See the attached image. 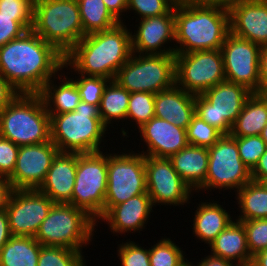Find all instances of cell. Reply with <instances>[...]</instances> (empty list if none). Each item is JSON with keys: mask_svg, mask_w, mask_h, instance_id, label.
<instances>
[{"mask_svg": "<svg viewBox=\"0 0 267 266\" xmlns=\"http://www.w3.org/2000/svg\"><path fill=\"white\" fill-rule=\"evenodd\" d=\"M260 93L267 94V45H263L259 61Z\"/></svg>", "mask_w": 267, "mask_h": 266, "instance_id": "obj_46", "label": "cell"}, {"mask_svg": "<svg viewBox=\"0 0 267 266\" xmlns=\"http://www.w3.org/2000/svg\"><path fill=\"white\" fill-rule=\"evenodd\" d=\"M54 204L37 189L13 190L5 209L12 236L35 237Z\"/></svg>", "mask_w": 267, "mask_h": 266, "instance_id": "obj_15", "label": "cell"}, {"mask_svg": "<svg viewBox=\"0 0 267 266\" xmlns=\"http://www.w3.org/2000/svg\"><path fill=\"white\" fill-rule=\"evenodd\" d=\"M182 266H192V264L190 262H188V260H187V262Z\"/></svg>", "mask_w": 267, "mask_h": 266, "instance_id": "obj_56", "label": "cell"}, {"mask_svg": "<svg viewBox=\"0 0 267 266\" xmlns=\"http://www.w3.org/2000/svg\"><path fill=\"white\" fill-rule=\"evenodd\" d=\"M41 244L28 236H12L0 250V266H37Z\"/></svg>", "mask_w": 267, "mask_h": 266, "instance_id": "obj_29", "label": "cell"}, {"mask_svg": "<svg viewBox=\"0 0 267 266\" xmlns=\"http://www.w3.org/2000/svg\"><path fill=\"white\" fill-rule=\"evenodd\" d=\"M64 57L31 29L0 47V74L18 93L39 94Z\"/></svg>", "mask_w": 267, "mask_h": 266, "instance_id": "obj_1", "label": "cell"}, {"mask_svg": "<svg viewBox=\"0 0 267 266\" xmlns=\"http://www.w3.org/2000/svg\"><path fill=\"white\" fill-rule=\"evenodd\" d=\"M236 266H253L252 263H248V264H243V265H236Z\"/></svg>", "mask_w": 267, "mask_h": 266, "instance_id": "obj_55", "label": "cell"}, {"mask_svg": "<svg viewBox=\"0 0 267 266\" xmlns=\"http://www.w3.org/2000/svg\"><path fill=\"white\" fill-rule=\"evenodd\" d=\"M83 37L95 32L112 29L120 22L110 13L103 0H77Z\"/></svg>", "mask_w": 267, "mask_h": 266, "instance_id": "obj_31", "label": "cell"}, {"mask_svg": "<svg viewBox=\"0 0 267 266\" xmlns=\"http://www.w3.org/2000/svg\"><path fill=\"white\" fill-rule=\"evenodd\" d=\"M35 0H0V13L7 16H15L27 30L33 25Z\"/></svg>", "mask_w": 267, "mask_h": 266, "instance_id": "obj_39", "label": "cell"}, {"mask_svg": "<svg viewBox=\"0 0 267 266\" xmlns=\"http://www.w3.org/2000/svg\"><path fill=\"white\" fill-rule=\"evenodd\" d=\"M152 207L151 198L146 192L112 206L100 219L108 222L113 233L138 231L145 227Z\"/></svg>", "mask_w": 267, "mask_h": 266, "instance_id": "obj_22", "label": "cell"}, {"mask_svg": "<svg viewBox=\"0 0 267 266\" xmlns=\"http://www.w3.org/2000/svg\"><path fill=\"white\" fill-rule=\"evenodd\" d=\"M18 92L0 74V112L17 96Z\"/></svg>", "mask_w": 267, "mask_h": 266, "instance_id": "obj_45", "label": "cell"}, {"mask_svg": "<svg viewBox=\"0 0 267 266\" xmlns=\"http://www.w3.org/2000/svg\"><path fill=\"white\" fill-rule=\"evenodd\" d=\"M19 146L0 136V176L9 178L15 169Z\"/></svg>", "mask_w": 267, "mask_h": 266, "instance_id": "obj_43", "label": "cell"}, {"mask_svg": "<svg viewBox=\"0 0 267 266\" xmlns=\"http://www.w3.org/2000/svg\"><path fill=\"white\" fill-rule=\"evenodd\" d=\"M239 222L245 228L247 246L252 257L267 248V219Z\"/></svg>", "mask_w": 267, "mask_h": 266, "instance_id": "obj_40", "label": "cell"}, {"mask_svg": "<svg viewBox=\"0 0 267 266\" xmlns=\"http://www.w3.org/2000/svg\"><path fill=\"white\" fill-rule=\"evenodd\" d=\"M118 256L122 266H151L149 250L132 241L120 244Z\"/></svg>", "mask_w": 267, "mask_h": 266, "instance_id": "obj_42", "label": "cell"}, {"mask_svg": "<svg viewBox=\"0 0 267 266\" xmlns=\"http://www.w3.org/2000/svg\"><path fill=\"white\" fill-rule=\"evenodd\" d=\"M76 170L77 153L59 152L37 190L54 203L68 204L72 198Z\"/></svg>", "mask_w": 267, "mask_h": 266, "instance_id": "obj_21", "label": "cell"}, {"mask_svg": "<svg viewBox=\"0 0 267 266\" xmlns=\"http://www.w3.org/2000/svg\"><path fill=\"white\" fill-rule=\"evenodd\" d=\"M49 115L51 141L60 152H100L107 126L101 120L99 106L80 101L75 111Z\"/></svg>", "mask_w": 267, "mask_h": 266, "instance_id": "obj_4", "label": "cell"}, {"mask_svg": "<svg viewBox=\"0 0 267 266\" xmlns=\"http://www.w3.org/2000/svg\"><path fill=\"white\" fill-rule=\"evenodd\" d=\"M186 131L189 145L204 148L212 147L223 135L218 129L210 126L196 114L192 117Z\"/></svg>", "mask_w": 267, "mask_h": 266, "instance_id": "obj_36", "label": "cell"}, {"mask_svg": "<svg viewBox=\"0 0 267 266\" xmlns=\"http://www.w3.org/2000/svg\"><path fill=\"white\" fill-rule=\"evenodd\" d=\"M267 124V94L252 93L232 125V137L260 135Z\"/></svg>", "mask_w": 267, "mask_h": 266, "instance_id": "obj_26", "label": "cell"}, {"mask_svg": "<svg viewBox=\"0 0 267 266\" xmlns=\"http://www.w3.org/2000/svg\"><path fill=\"white\" fill-rule=\"evenodd\" d=\"M147 192L145 156L139 153L107 155V193L104 214L115 205Z\"/></svg>", "mask_w": 267, "mask_h": 266, "instance_id": "obj_11", "label": "cell"}, {"mask_svg": "<svg viewBox=\"0 0 267 266\" xmlns=\"http://www.w3.org/2000/svg\"><path fill=\"white\" fill-rule=\"evenodd\" d=\"M169 159L177 174L191 189L199 190L205 184L209 161L208 148L188 145Z\"/></svg>", "mask_w": 267, "mask_h": 266, "instance_id": "obj_24", "label": "cell"}, {"mask_svg": "<svg viewBox=\"0 0 267 266\" xmlns=\"http://www.w3.org/2000/svg\"><path fill=\"white\" fill-rule=\"evenodd\" d=\"M0 136L17 146L51 141L50 115L40 94H17L0 112Z\"/></svg>", "mask_w": 267, "mask_h": 266, "instance_id": "obj_5", "label": "cell"}, {"mask_svg": "<svg viewBox=\"0 0 267 266\" xmlns=\"http://www.w3.org/2000/svg\"><path fill=\"white\" fill-rule=\"evenodd\" d=\"M251 94L243 85L222 81L203 94L195 95V114L223 135H229Z\"/></svg>", "mask_w": 267, "mask_h": 266, "instance_id": "obj_10", "label": "cell"}, {"mask_svg": "<svg viewBox=\"0 0 267 266\" xmlns=\"http://www.w3.org/2000/svg\"><path fill=\"white\" fill-rule=\"evenodd\" d=\"M208 152L206 182L199 190L236 188L237 191L252 180L251 170L240 158L235 137L222 135Z\"/></svg>", "mask_w": 267, "mask_h": 266, "instance_id": "obj_13", "label": "cell"}, {"mask_svg": "<svg viewBox=\"0 0 267 266\" xmlns=\"http://www.w3.org/2000/svg\"><path fill=\"white\" fill-rule=\"evenodd\" d=\"M228 10L232 34L260 46L267 45V0H244Z\"/></svg>", "mask_w": 267, "mask_h": 266, "instance_id": "obj_19", "label": "cell"}, {"mask_svg": "<svg viewBox=\"0 0 267 266\" xmlns=\"http://www.w3.org/2000/svg\"><path fill=\"white\" fill-rule=\"evenodd\" d=\"M12 237L7 212H0V250Z\"/></svg>", "mask_w": 267, "mask_h": 266, "instance_id": "obj_50", "label": "cell"}, {"mask_svg": "<svg viewBox=\"0 0 267 266\" xmlns=\"http://www.w3.org/2000/svg\"><path fill=\"white\" fill-rule=\"evenodd\" d=\"M175 53L221 49L230 33L227 7L195 0H178L174 5Z\"/></svg>", "mask_w": 267, "mask_h": 266, "instance_id": "obj_3", "label": "cell"}, {"mask_svg": "<svg viewBox=\"0 0 267 266\" xmlns=\"http://www.w3.org/2000/svg\"><path fill=\"white\" fill-rule=\"evenodd\" d=\"M211 254L238 265L252 263L246 231L239 221H232L210 244ZM234 261V262H233Z\"/></svg>", "mask_w": 267, "mask_h": 266, "instance_id": "obj_25", "label": "cell"}, {"mask_svg": "<svg viewBox=\"0 0 267 266\" xmlns=\"http://www.w3.org/2000/svg\"><path fill=\"white\" fill-rule=\"evenodd\" d=\"M241 215L236 221L267 219V182L251 180L237 190Z\"/></svg>", "mask_w": 267, "mask_h": 266, "instance_id": "obj_30", "label": "cell"}, {"mask_svg": "<svg viewBox=\"0 0 267 266\" xmlns=\"http://www.w3.org/2000/svg\"><path fill=\"white\" fill-rule=\"evenodd\" d=\"M237 263H232L228 260H225L221 257L208 255L203 260H200L197 266H236Z\"/></svg>", "mask_w": 267, "mask_h": 266, "instance_id": "obj_51", "label": "cell"}, {"mask_svg": "<svg viewBox=\"0 0 267 266\" xmlns=\"http://www.w3.org/2000/svg\"><path fill=\"white\" fill-rule=\"evenodd\" d=\"M175 41L174 6L164 15L142 18L136 34L131 35L132 53L142 55L175 54V48L160 49L168 41ZM145 52V53H144Z\"/></svg>", "mask_w": 267, "mask_h": 266, "instance_id": "obj_18", "label": "cell"}, {"mask_svg": "<svg viewBox=\"0 0 267 266\" xmlns=\"http://www.w3.org/2000/svg\"><path fill=\"white\" fill-rule=\"evenodd\" d=\"M206 4L220 5L229 8L231 5L242 2L244 0H195Z\"/></svg>", "mask_w": 267, "mask_h": 266, "instance_id": "obj_53", "label": "cell"}, {"mask_svg": "<svg viewBox=\"0 0 267 266\" xmlns=\"http://www.w3.org/2000/svg\"><path fill=\"white\" fill-rule=\"evenodd\" d=\"M225 80L220 49L175 53V84L186 92L201 95Z\"/></svg>", "mask_w": 267, "mask_h": 266, "instance_id": "obj_12", "label": "cell"}, {"mask_svg": "<svg viewBox=\"0 0 267 266\" xmlns=\"http://www.w3.org/2000/svg\"><path fill=\"white\" fill-rule=\"evenodd\" d=\"M252 265L267 266V248L253 256Z\"/></svg>", "mask_w": 267, "mask_h": 266, "instance_id": "obj_52", "label": "cell"}, {"mask_svg": "<svg viewBox=\"0 0 267 266\" xmlns=\"http://www.w3.org/2000/svg\"><path fill=\"white\" fill-rule=\"evenodd\" d=\"M108 83L104 88L99 105L101 120L107 127L113 119H126L130 97V92L115 80H110Z\"/></svg>", "mask_w": 267, "mask_h": 266, "instance_id": "obj_32", "label": "cell"}, {"mask_svg": "<svg viewBox=\"0 0 267 266\" xmlns=\"http://www.w3.org/2000/svg\"><path fill=\"white\" fill-rule=\"evenodd\" d=\"M178 0H128L127 10L136 11L142 18L156 17L166 14Z\"/></svg>", "mask_w": 267, "mask_h": 266, "instance_id": "obj_41", "label": "cell"}, {"mask_svg": "<svg viewBox=\"0 0 267 266\" xmlns=\"http://www.w3.org/2000/svg\"><path fill=\"white\" fill-rule=\"evenodd\" d=\"M155 94L150 92L130 93L127 118L135 120L138 128H141L150 119L155 117L154 111Z\"/></svg>", "mask_w": 267, "mask_h": 266, "instance_id": "obj_35", "label": "cell"}, {"mask_svg": "<svg viewBox=\"0 0 267 266\" xmlns=\"http://www.w3.org/2000/svg\"><path fill=\"white\" fill-rule=\"evenodd\" d=\"M139 132L148 146L147 153L141 152L144 156L170 158L189 145L186 129L157 117L145 123Z\"/></svg>", "mask_w": 267, "mask_h": 266, "instance_id": "obj_20", "label": "cell"}, {"mask_svg": "<svg viewBox=\"0 0 267 266\" xmlns=\"http://www.w3.org/2000/svg\"><path fill=\"white\" fill-rule=\"evenodd\" d=\"M123 22L112 29L85 35L64 57L76 73L114 80L132 54V32ZM67 65V66H66Z\"/></svg>", "mask_w": 267, "mask_h": 266, "instance_id": "obj_2", "label": "cell"}, {"mask_svg": "<svg viewBox=\"0 0 267 266\" xmlns=\"http://www.w3.org/2000/svg\"><path fill=\"white\" fill-rule=\"evenodd\" d=\"M238 152L243 163L252 170L264 154L266 144L260 135L235 137Z\"/></svg>", "mask_w": 267, "mask_h": 266, "instance_id": "obj_38", "label": "cell"}, {"mask_svg": "<svg viewBox=\"0 0 267 266\" xmlns=\"http://www.w3.org/2000/svg\"><path fill=\"white\" fill-rule=\"evenodd\" d=\"M59 152L52 141L19 146L15 169L8 178L13 190L38 189Z\"/></svg>", "mask_w": 267, "mask_h": 266, "instance_id": "obj_17", "label": "cell"}, {"mask_svg": "<svg viewBox=\"0 0 267 266\" xmlns=\"http://www.w3.org/2000/svg\"><path fill=\"white\" fill-rule=\"evenodd\" d=\"M262 46L231 32L221 47L224 74L227 81L260 93L259 61Z\"/></svg>", "mask_w": 267, "mask_h": 266, "instance_id": "obj_14", "label": "cell"}, {"mask_svg": "<svg viewBox=\"0 0 267 266\" xmlns=\"http://www.w3.org/2000/svg\"><path fill=\"white\" fill-rule=\"evenodd\" d=\"M81 251L41 245L37 266H87Z\"/></svg>", "mask_w": 267, "mask_h": 266, "instance_id": "obj_33", "label": "cell"}, {"mask_svg": "<svg viewBox=\"0 0 267 266\" xmlns=\"http://www.w3.org/2000/svg\"><path fill=\"white\" fill-rule=\"evenodd\" d=\"M260 136H261V138L263 139V141L265 142L266 147H267V124H266V126L263 128V130H262Z\"/></svg>", "mask_w": 267, "mask_h": 266, "instance_id": "obj_54", "label": "cell"}, {"mask_svg": "<svg viewBox=\"0 0 267 266\" xmlns=\"http://www.w3.org/2000/svg\"><path fill=\"white\" fill-rule=\"evenodd\" d=\"M198 205L193 219V234L208 245L232 222V218L217 202Z\"/></svg>", "mask_w": 267, "mask_h": 266, "instance_id": "obj_27", "label": "cell"}, {"mask_svg": "<svg viewBox=\"0 0 267 266\" xmlns=\"http://www.w3.org/2000/svg\"><path fill=\"white\" fill-rule=\"evenodd\" d=\"M50 79L39 93L48 114H62L76 110L81 96L73 79L63 78L60 85H53ZM52 103V104H51ZM53 106V107H52Z\"/></svg>", "mask_w": 267, "mask_h": 266, "instance_id": "obj_28", "label": "cell"}, {"mask_svg": "<svg viewBox=\"0 0 267 266\" xmlns=\"http://www.w3.org/2000/svg\"><path fill=\"white\" fill-rule=\"evenodd\" d=\"M146 188L152 204L184 205L192 189L173 168L169 158L145 156Z\"/></svg>", "mask_w": 267, "mask_h": 266, "instance_id": "obj_16", "label": "cell"}, {"mask_svg": "<svg viewBox=\"0 0 267 266\" xmlns=\"http://www.w3.org/2000/svg\"><path fill=\"white\" fill-rule=\"evenodd\" d=\"M155 117L187 129L195 115V95L174 84L155 94Z\"/></svg>", "mask_w": 267, "mask_h": 266, "instance_id": "obj_23", "label": "cell"}, {"mask_svg": "<svg viewBox=\"0 0 267 266\" xmlns=\"http://www.w3.org/2000/svg\"><path fill=\"white\" fill-rule=\"evenodd\" d=\"M110 13L119 21L121 19V13L127 11L128 0H103Z\"/></svg>", "mask_w": 267, "mask_h": 266, "instance_id": "obj_48", "label": "cell"}, {"mask_svg": "<svg viewBox=\"0 0 267 266\" xmlns=\"http://www.w3.org/2000/svg\"><path fill=\"white\" fill-rule=\"evenodd\" d=\"M80 75V78L73 81L76 83L81 101L99 106L104 88L110 80L103 77Z\"/></svg>", "mask_w": 267, "mask_h": 266, "instance_id": "obj_37", "label": "cell"}, {"mask_svg": "<svg viewBox=\"0 0 267 266\" xmlns=\"http://www.w3.org/2000/svg\"><path fill=\"white\" fill-rule=\"evenodd\" d=\"M28 31L15 16H7L0 13V47L11 40L22 36Z\"/></svg>", "mask_w": 267, "mask_h": 266, "instance_id": "obj_44", "label": "cell"}, {"mask_svg": "<svg viewBox=\"0 0 267 266\" xmlns=\"http://www.w3.org/2000/svg\"><path fill=\"white\" fill-rule=\"evenodd\" d=\"M251 178L256 182H267V147L256 166L251 170Z\"/></svg>", "mask_w": 267, "mask_h": 266, "instance_id": "obj_47", "label": "cell"}, {"mask_svg": "<svg viewBox=\"0 0 267 266\" xmlns=\"http://www.w3.org/2000/svg\"><path fill=\"white\" fill-rule=\"evenodd\" d=\"M12 191L10 180L0 176V212L6 209Z\"/></svg>", "mask_w": 267, "mask_h": 266, "instance_id": "obj_49", "label": "cell"}, {"mask_svg": "<svg viewBox=\"0 0 267 266\" xmlns=\"http://www.w3.org/2000/svg\"><path fill=\"white\" fill-rule=\"evenodd\" d=\"M107 193V155L77 153V170L71 204L84 210L97 223L104 215Z\"/></svg>", "mask_w": 267, "mask_h": 266, "instance_id": "obj_9", "label": "cell"}, {"mask_svg": "<svg viewBox=\"0 0 267 266\" xmlns=\"http://www.w3.org/2000/svg\"><path fill=\"white\" fill-rule=\"evenodd\" d=\"M31 29L65 56L83 38L77 0H35Z\"/></svg>", "mask_w": 267, "mask_h": 266, "instance_id": "obj_6", "label": "cell"}, {"mask_svg": "<svg viewBox=\"0 0 267 266\" xmlns=\"http://www.w3.org/2000/svg\"><path fill=\"white\" fill-rule=\"evenodd\" d=\"M184 257L183 250L169 238H162L149 249L151 266H182L187 262Z\"/></svg>", "mask_w": 267, "mask_h": 266, "instance_id": "obj_34", "label": "cell"}, {"mask_svg": "<svg viewBox=\"0 0 267 266\" xmlns=\"http://www.w3.org/2000/svg\"><path fill=\"white\" fill-rule=\"evenodd\" d=\"M128 92L156 94L175 84V54L137 55L118 70L115 79Z\"/></svg>", "mask_w": 267, "mask_h": 266, "instance_id": "obj_8", "label": "cell"}, {"mask_svg": "<svg viewBox=\"0 0 267 266\" xmlns=\"http://www.w3.org/2000/svg\"><path fill=\"white\" fill-rule=\"evenodd\" d=\"M95 220L71 204L55 203L41 223L35 239L45 246H58L81 251L91 241Z\"/></svg>", "mask_w": 267, "mask_h": 266, "instance_id": "obj_7", "label": "cell"}]
</instances>
